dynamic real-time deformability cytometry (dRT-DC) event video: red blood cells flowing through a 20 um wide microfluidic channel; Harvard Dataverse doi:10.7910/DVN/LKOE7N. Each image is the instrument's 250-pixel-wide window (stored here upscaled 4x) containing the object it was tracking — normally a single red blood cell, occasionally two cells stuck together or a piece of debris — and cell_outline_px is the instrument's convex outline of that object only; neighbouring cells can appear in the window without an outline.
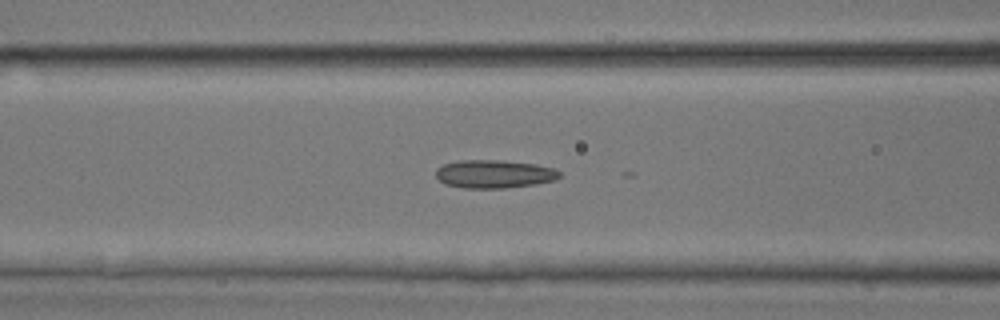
{"species": "common noctule bat (a hibernating species)", "species_latin": "Nyctalus noctula", "temperature_condition": "room temperature", "stored_images_in_passage": 32, "camera_frame_rate_fps": 3000, "um_per_image_px": 0.085, "animal": {"sex": "male", "body_mass_g": 17.9, "forearm_length_mm": 54.2}, "frame": {"image": 1, "passage_image": 19, "time_ms": 6.0, "image_size_px": [1000, 320], "cell_outline_px": [[560, 176], [556, 180], [536, 184], [508, 188], [464, 188], [444, 184], [436, 176], [436, 168], [444, 164], [460, 160], [496, 160], [536, 164], [552, 168], [560, 172]], "centroid_in_image_um": [42.0, 14.8], "position_along_channel_um": 124.6, "area_um2": 20.35}}